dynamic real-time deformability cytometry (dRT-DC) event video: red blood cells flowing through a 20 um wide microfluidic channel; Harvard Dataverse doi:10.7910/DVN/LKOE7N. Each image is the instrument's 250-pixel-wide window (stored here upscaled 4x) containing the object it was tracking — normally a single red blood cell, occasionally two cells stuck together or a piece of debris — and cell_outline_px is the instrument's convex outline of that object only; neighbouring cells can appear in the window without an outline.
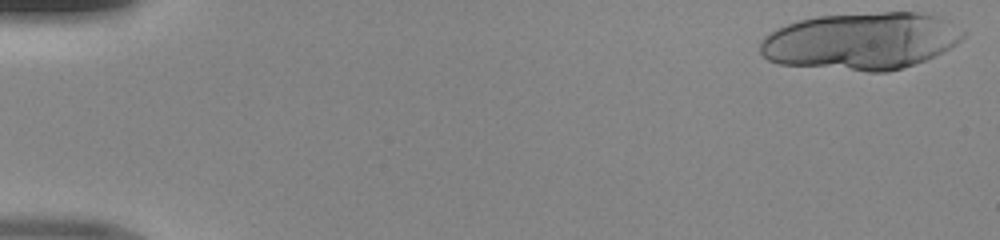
{"species": "human", "species_latin": "Homo sapiens", "temperature_condition": "room temperature", "stored_images_in_passage": 17, "camera_frame_rate_fps": 3000, "um_per_image_px": 0.085, "donor": {"sex": "male"}, "frame": {"image": 1, "passage_image": 1, "time_ms": 0.0, "image_size_px": [1000, 240], "cell_outline_px": [[968, 32], [956, 44], [924, 60], [888, 72], [868, 72], [780, 64], [768, 60], [760, 52], [760, 40], [764, 36], [776, 28], [800, 20], [816, 16], [880, 12], [916, 12], [936, 16]], "centroid_in_image_um": [73.16, 3.49], "position_along_channel_um": 11.8, "area_um2": 67.45}}